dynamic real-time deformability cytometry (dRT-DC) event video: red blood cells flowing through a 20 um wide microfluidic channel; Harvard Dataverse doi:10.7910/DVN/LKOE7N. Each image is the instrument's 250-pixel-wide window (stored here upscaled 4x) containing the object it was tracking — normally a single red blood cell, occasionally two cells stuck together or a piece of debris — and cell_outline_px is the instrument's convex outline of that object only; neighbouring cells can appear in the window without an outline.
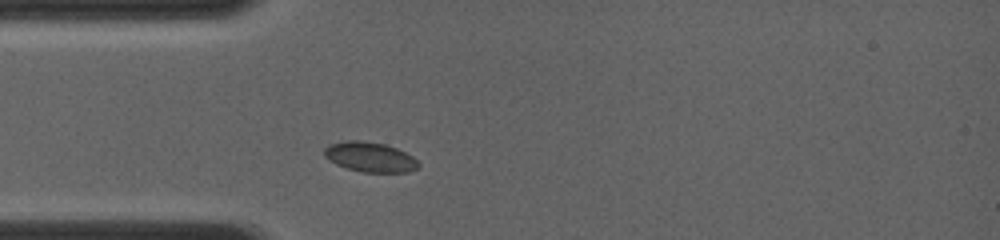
{"species": "common noctule bat (a hibernating species)", "species_latin": "Nyctalus noctula", "temperature_condition": "room temperature", "stored_images_in_passage": 1, "camera_frame_rate_fps": 4000, "um_per_image_px": 0.085, "animal": {"sex": "female", "body_mass_g": 19.0, "forearm_length_mm": 56.7}, "frame": {"image": 1, "passage_image": 1, "time_ms": 0.0, "image_size_px": [1000, 240], "cell_outline_px": [[420, 168], [408, 172], [364, 172], [348, 168], [336, 164], [324, 156], [324, 148], [328, 144], [344, 140], [360, 140], [384, 144], [396, 148], [412, 156], [420, 164]], "centroid_in_image_um": [31.44, 13.34], "position_along_channel_um": 53.6, "area_um2": 16.42}}